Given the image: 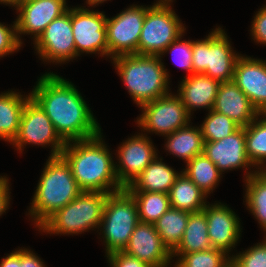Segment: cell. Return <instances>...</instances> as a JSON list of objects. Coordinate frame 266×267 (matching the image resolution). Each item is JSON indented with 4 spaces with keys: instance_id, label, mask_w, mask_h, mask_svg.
Returning a JSON list of instances; mask_svg holds the SVG:
<instances>
[{
    "instance_id": "1f68e13d",
    "label": "cell",
    "mask_w": 266,
    "mask_h": 267,
    "mask_svg": "<svg viewBox=\"0 0 266 267\" xmlns=\"http://www.w3.org/2000/svg\"><path fill=\"white\" fill-rule=\"evenodd\" d=\"M240 126L226 115L210 110L200 126L204 142L222 140L234 133Z\"/></svg>"
},
{
    "instance_id": "b9f144b4",
    "label": "cell",
    "mask_w": 266,
    "mask_h": 267,
    "mask_svg": "<svg viewBox=\"0 0 266 267\" xmlns=\"http://www.w3.org/2000/svg\"><path fill=\"white\" fill-rule=\"evenodd\" d=\"M22 1L23 0H0V3L14 6L16 8Z\"/></svg>"
},
{
    "instance_id": "836d02e7",
    "label": "cell",
    "mask_w": 266,
    "mask_h": 267,
    "mask_svg": "<svg viewBox=\"0 0 266 267\" xmlns=\"http://www.w3.org/2000/svg\"><path fill=\"white\" fill-rule=\"evenodd\" d=\"M232 259L237 267H266V237L263 242L232 256Z\"/></svg>"
},
{
    "instance_id": "4dcf8cb0",
    "label": "cell",
    "mask_w": 266,
    "mask_h": 267,
    "mask_svg": "<svg viewBox=\"0 0 266 267\" xmlns=\"http://www.w3.org/2000/svg\"><path fill=\"white\" fill-rule=\"evenodd\" d=\"M258 118L245 127V145L248 159L261 171L266 162V118Z\"/></svg>"
},
{
    "instance_id": "52a82bcc",
    "label": "cell",
    "mask_w": 266,
    "mask_h": 267,
    "mask_svg": "<svg viewBox=\"0 0 266 267\" xmlns=\"http://www.w3.org/2000/svg\"><path fill=\"white\" fill-rule=\"evenodd\" d=\"M239 56L231 48L223 29L217 27L205 39L193 41V74L203 73L220 82L233 81L234 68Z\"/></svg>"
},
{
    "instance_id": "6da1fadb",
    "label": "cell",
    "mask_w": 266,
    "mask_h": 267,
    "mask_svg": "<svg viewBox=\"0 0 266 267\" xmlns=\"http://www.w3.org/2000/svg\"><path fill=\"white\" fill-rule=\"evenodd\" d=\"M30 96L47 114L55 131L65 142L86 140L101 133V128L74 84L45 73Z\"/></svg>"
},
{
    "instance_id": "ba28073f",
    "label": "cell",
    "mask_w": 266,
    "mask_h": 267,
    "mask_svg": "<svg viewBox=\"0 0 266 267\" xmlns=\"http://www.w3.org/2000/svg\"><path fill=\"white\" fill-rule=\"evenodd\" d=\"M170 3L158 1L147 9L138 43V55L163 56L164 50L185 32L186 28Z\"/></svg>"
},
{
    "instance_id": "9a60e30c",
    "label": "cell",
    "mask_w": 266,
    "mask_h": 267,
    "mask_svg": "<svg viewBox=\"0 0 266 267\" xmlns=\"http://www.w3.org/2000/svg\"><path fill=\"white\" fill-rule=\"evenodd\" d=\"M153 143L142 133L128 138L118 148L119 165H115L117 179L126 188L155 159L157 152Z\"/></svg>"
},
{
    "instance_id": "277c9868",
    "label": "cell",
    "mask_w": 266,
    "mask_h": 267,
    "mask_svg": "<svg viewBox=\"0 0 266 267\" xmlns=\"http://www.w3.org/2000/svg\"><path fill=\"white\" fill-rule=\"evenodd\" d=\"M161 57L132 54L112 59L130 96L139 107L169 94V74Z\"/></svg>"
},
{
    "instance_id": "4316f807",
    "label": "cell",
    "mask_w": 266,
    "mask_h": 267,
    "mask_svg": "<svg viewBox=\"0 0 266 267\" xmlns=\"http://www.w3.org/2000/svg\"><path fill=\"white\" fill-rule=\"evenodd\" d=\"M190 212L170 207L155 223L163 244L172 253L181 242Z\"/></svg>"
},
{
    "instance_id": "7402d4cb",
    "label": "cell",
    "mask_w": 266,
    "mask_h": 267,
    "mask_svg": "<svg viewBox=\"0 0 266 267\" xmlns=\"http://www.w3.org/2000/svg\"><path fill=\"white\" fill-rule=\"evenodd\" d=\"M181 173L169 167L162 158H155L126 189L129 192H159L169 193L170 188Z\"/></svg>"
},
{
    "instance_id": "2e32d148",
    "label": "cell",
    "mask_w": 266,
    "mask_h": 267,
    "mask_svg": "<svg viewBox=\"0 0 266 267\" xmlns=\"http://www.w3.org/2000/svg\"><path fill=\"white\" fill-rule=\"evenodd\" d=\"M152 267H167L172 253L163 244L154 224L139 222L123 250Z\"/></svg>"
},
{
    "instance_id": "484cf974",
    "label": "cell",
    "mask_w": 266,
    "mask_h": 267,
    "mask_svg": "<svg viewBox=\"0 0 266 267\" xmlns=\"http://www.w3.org/2000/svg\"><path fill=\"white\" fill-rule=\"evenodd\" d=\"M189 125L165 136L167 137L166 150L170 154L182 158L186 163L195 156L203 154L204 148L201 128Z\"/></svg>"
},
{
    "instance_id": "603a6c76",
    "label": "cell",
    "mask_w": 266,
    "mask_h": 267,
    "mask_svg": "<svg viewBox=\"0 0 266 267\" xmlns=\"http://www.w3.org/2000/svg\"><path fill=\"white\" fill-rule=\"evenodd\" d=\"M30 97L29 94L24 98L14 91L0 94V139L12 143L16 138L25 103Z\"/></svg>"
},
{
    "instance_id": "7c38bea8",
    "label": "cell",
    "mask_w": 266,
    "mask_h": 267,
    "mask_svg": "<svg viewBox=\"0 0 266 267\" xmlns=\"http://www.w3.org/2000/svg\"><path fill=\"white\" fill-rule=\"evenodd\" d=\"M106 16L103 12L84 7L71 8L72 33L76 47V57L80 53H98L108 56Z\"/></svg>"
},
{
    "instance_id": "f546056e",
    "label": "cell",
    "mask_w": 266,
    "mask_h": 267,
    "mask_svg": "<svg viewBox=\"0 0 266 267\" xmlns=\"http://www.w3.org/2000/svg\"><path fill=\"white\" fill-rule=\"evenodd\" d=\"M136 201L141 223L154 224L171 206L169 195L159 192H130Z\"/></svg>"
},
{
    "instance_id": "d590c367",
    "label": "cell",
    "mask_w": 266,
    "mask_h": 267,
    "mask_svg": "<svg viewBox=\"0 0 266 267\" xmlns=\"http://www.w3.org/2000/svg\"><path fill=\"white\" fill-rule=\"evenodd\" d=\"M13 23L11 28L0 23V57L16 52L21 47L17 36L16 22Z\"/></svg>"
},
{
    "instance_id": "7bdbcfd3",
    "label": "cell",
    "mask_w": 266,
    "mask_h": 267,
    "mask_svg": "<svg viewBox=\"0 0 266 267\" xmlns=\"http://www.w3.org/2000/svg\"><path fill=\"white\" fill-rule=\"evenodd\" d=\"M221 267H237V264L235 261L231 258H229Z\"/></svg>"
},
{
    "instance_id": "ffe728a7",
    "label": "cell",
    "mask_w": 266,
    "mask_h": 267,
    "mask_svg": "<svg viewBox=\"0 0 266 267\" xmlns=\"http://www.w3.org/2000/svg\"><path fill=\"white\" fill-rule=\"evenodd\" d=\"M212 110L226 115L240 127L248 126L259 116L258 110L233 81L221 82Z\"/></svg>"
},
{
    "instance_id": "7a4b0ae2",
    "label": "cell",
    "mask_w": 266,
    "mask_h": 267,
    "mask_svg": "<svg viewBox=\"0 0 266 267\" xmlns=\"http://www.w3.org/2000/svg\"><path fill=\"white\" fill-rule=\"evenodd\" d=\"M60 155L70 166L81 191L113 193L123 189L101 133L90 139L67 142Z\"/></svg>"
},
{
    "instance_id": "d6a6232c",
    "label": "cell",
    "mask_w": 266,
    "mask_h": 267,
    "mask_svg": "<svg viewBox=\"0 0 266 267\" xmlns=\"http://www.w3.org/2000/svg\"><path fill=\"white\" fill-rule=\"evenodd\" d=\"M229 258L223 251L211 248L207 251L182 254L175 267H221Z\"/></svg>"
},
{
    "instance_id": "83f0119b",
    "label": "cell",
    "mask_w": 266,
    "mask_h": 267,
    "mask_svg": "<svg viewBox=\"0 0 266 267\" xmlns=\"http://www.w3.org/2000/svg\"><path fill=\"white\" fill-rule=\"evenodd\" d=\"M245 202L248 210L254 215L266 231V174L260 170L246 172Z\"/></svg>"
},
{
    "instance_id": "d6986e66",
    "label": "cell",
    "mask_w": 266,
    "mask_h": 267,
    "mask_svg": "<svg viewBox=\"0 0 266 267\" xmlns=\"http://www.w3.org/2000/svg\"><path fill=\"white\" fill-rule=\"evenodd\" d=\"M233 82L258 112L266 105V61L240 55L235 64Z\"/></svg>"
},
{
    "instance_id": "e0dca14e",
    "label": "cell",
    "mask_w": 266,
    "mask_h": 267,
    "mask_svg": "<svg viewBox=\"0 0 266 267\" xmlns=\"http://www.w3.org/2000/svg\"><path fill=\"white\" fill-rule=\"evenodd\" d=\"M205 211L208 224V237L212 244V248L221 250L225 254L235 248L240 238V221L235 212L229 207L221 203L206 205Z\"/></svg>"
},
{
    "instance_id": "8992f818",
    "label": "cell",
    "mask_w": 266,
    "mask_h": 267,
    "mask_svg": "<svg viewBox=\"0 0 266 267\" xmlns=\"http://www.w3.org/2000/svg\"><path fill=\"white\" fill-rule=\"evenodd\" d=\"M139 222L136 201L126 188L108 193L100 225L106 255L123 251Z\"/></svg>"
},
{
    "instance_id": "5bb4252c",
    "label": "cell",
    "mask_w": 266,
    "mask_h": 267,
    "mask_svg": "<svg viewBox=\"0 0 266 267\" xmlns=\"http://www.w3.org/2000/svg\"><path fill=\"white\" fill-rule=\"evenodd\" d=\"M16 19L19 42L21 34H31L35 41L46 27L69 9L66 0H23L17 7ZM20 34V35H19Z\"/></svg>"
},
{
    "instance_id": "30bf717a",
    "label": "cell",
    "mask_w": 266,
    "mask_h": 267,
    "mask_svg": "<svg viewBox=\"0 0 266 267\" xmlns=\"http://www.w3.org/2000/svg\"><path fill=\"white\" fill-rule=\"evenodd\" d=\"M149 7L131 5L106 20L108 57L138 54V43Z\"/></svg>"
},
{
    "instance_id": "60d3db41",
    "label": "cell",
    "mask_w": 266,
    "mask_h": 267,
    "mask_svg": "<svg viewBox=\"0 0 266 267\" xmlns=\"http://www.w3.org/2000/svg\"><path fill=\"white\" fill-rule=\"evenodd\" d=\"M0 267H20V249L3 258L0 262Z\"/></svg>"
},
{
    "instance_id": "cb8c5ba5",
    "label": "cell",
    "mask_w": 266,
    "mask_h": 267,
    "mask_svg": "<svg viewBox=\"0 0 266 267\" xmlns=\"http://www.w3.org/2000/svg\"><path fill=\"white\" fill-rule=\"evenodd\" d=\"M170 206L186 212H198L206 205L207 195L186 174H181L175 180L168 193Z\"/></svg>"
},
{
    "instance_id": "f6af8a7d",
    "label": "cell",
    "mask_w": 266,
    "mask_h": 267,
    "mask_svg": "<svg viewBox=\"0 0 266 267\" xmlns=\"http://www.w3.org/2000/svg\"><path fill=\"white\" fill-rule=\"evenodd\" d=\"M266 118V105L259 111V117Z\"/></svg>"
},
{
    "instance_id": "5b68a950",
    "label": "cell",
    "mask_w": 266,
    "mask_h": 267,
    "mask_svg": "<svg viewBox=\"0 0 266 267\" xmlns=\"http://www.w3.org/2000/svg\"><path fill=\"white\" fill-rule=\"evenodd\" d=\"M104 192L82 191L74 200L56 211L38 229L49 234H79L100 228L104 205Z\"/></svg>"
},
{
    "instance_id": "44dd1931",
    "label": "cell",
    "mask_w": 266,
    "mask_h": 267,
    "mask_svg": "<svg viewBox=\"0 0 266 267\" xmlns=\"http://www.w3.org/2000/svg\"><path fill=\"white\" fill-rule=\"evenodd\" d=\"M221 82L200 73L184 77L181 81L178 97L186 107L187 112L196 108L213 109L216 95Z\"/></svg>"
},
{
    "instance_id": "bcb514c9",
    "label": "cell",
    "mask_w": 266,
    "mask_h": 267,
    "mask_svg": "<svg viewBox=\"0 0 266 267\" xmlns=\"http://www.w3.org/2000/svg\"><path fill=\"white\" fill-rule=\"evenodd\" d=\"M159 2H173L172 0H159Z\"/></svg>"
},
{
    "instance_id": "8d00e7d4",
    "label": "cell",
    "mask_w": 266,
    "mask_h": 267,
    "mask_svg": "<svg viewBox=\"0 0 266 267\" xmlns=\"http://www.w3.org/2000/svg\"><path fill=\"white\" fill-rule=\"evenodd\" d=\"M106 257L111 267H152L124 251H115L109 253Z\"/></svg>"
},
{
    "instance_id": "8fae6325",
    "label": "cell",
    "mask_w": 266,
    "mask_h": 267,
    "mask_svg": "<svg viewBox=\"0 0 266 267\" xmlns=\"http://www.w3.org/2000/svg\"><path fill=\"white\" fill-rule=\"evenodd\" d=\"M142 115L137 119L144 132L169 135L190 124L191 115L177 95L171 93L140 106Z\"/></svg>"
},
{
    "instance_id": "ee69618b",
    "label": "cell",
    "mask_w": 266,
    "mask_h": 267,
    "mask_svg": "<svg viewBox=\"0 0 266 267\" xmlns=\"http://www.w3.org/2000/svg\"><path fill=\"white\" fill-rule=\"evenodd\" d=\"M104 1H107V0H87L86 3L89 5V6H96V5H99L101 4L102 2Z\"/></svg>"
},
{
    "instance_id": "e575fe53",
    "label": "cell",
    "mask_w": 266,
    "mask_h": 267,
    "mask_svg": "<svg viewBox=\"0 0 266 267\" xmlns=\"http://www.w3.org/2000/svg\"><path fill=\"white\" fill-rule=\"evenodd\" d=\"M182 37L179 36L174 42H172L165 50L164 54L167 51H170L173 56L177 58L175 61L180 67L188 71V76L193 74V65H192V43L193 41H182Z\"/></svg>"
},
{
    "instance_id": "4fadbf2b",
    "label": "cell",
    "mask_w": 266,
    "mask_h": 267,
    "mask_svg": "<svg viewBox=\"0 0 266 267\" xmlns=\"http://www.w3.org/2000/svg\"><path fill=\"white\" fill-rule=\"evenodd\" d=\"M38 55L44 61L64 63L76 57L72 33L71 8L54 19L34 41Z\"/></svg>"
},
{
    "instance_id": "ab89813d",
    "label": "cell",
    "mask_w": 266,
    "mask_h": 267,
    "mask_svg": "<svg viewBox=\"0 0 266 267\" xmlns=\"http://www.w3.org/2000/svg\"><path fill=\"white\" fill-rule=\"evenodd\" d=\"M8 178L0 176V216L7 210L9 205L10 192Z\"/></svg>"
},
{
    "instance_id": "ac0fdd59",
    "label": "cell",
    "mask_w": 266,
    "mask_h": 267,
    "mask_svg": "<svg viewBox=\"0 0 266 267\" xmlns=\"http://www.w3.org/2000/svg\"><path fill=\"white\" fill-rule=\"evenodd\" d=\"M203 155L222 173L225 170L253 166L246 154L245 127H239L228 137L215 142H204Z\"/></svg>"
},
{
    "instance_id": "f1b7e54d",
    "label": "cell",
    "mask_w": 266,
    "mask_h": 267,
    "mask_svg": "<svg viewBox=\"0 0 266 267\" xmlns=\"http://www.w3.org/2000/svg\"><path fill=\"white\" fill-rule=\"evenodd\" d=\"M186 165V168L182 172L206 195L215 190L222 173L205 155L200 154L195 156Z\"/></svg>"
},
{
    "instance_id": "7dc6e473",
    "label": "cell",
    "mask_w": 266,
    "mask_h": 267,
    "mask_svg": "<svg viewBox=\"0 0 266 267\" xmlns=\"http://www.w3.org/2000/svg\"><path fill=\"white\" fill-rule=\"evenodd\" d=\"M264 174H266V168H263V170H261Z\"/></svg>"
},
{
    "instance_id": "74e56055",
    "label": "cell",
    "mask_w": 266,
    "mask_h": 267,
    "mask_svg": "<svg viewBox=\"0 0 266 267\" xmlns=\"http://www.w3.org/2000/svg\"><path fill=\"white\" fill-rule=\"evenodd\" d=\"M251 35L257 43L266 45V6L260 8L251 25Z\"/></svg>"
},
{
    "instance_id": "f35d334b",
    "label": "cell",
    "mask_w": 266,
    "mask_h": 267,
    "mask_svg": "<svg viewBox=\"0 0 266 267\" xmlns=\"http://www.w3.org/2000/svg\"><path fill=\"white\" fill-rule=\"evenodd\" d=\"M44 262L29 249H20V267H45Z\"/></svg>"
},
{
    "instance_id": "d4e9b609",
    "label": "cell",
    "mask_w": 266,
    "mask_h": 267,
    "mask_svg": "<svg viewBox=\"0 0 266 267\" xmlns=\"http://www.w3.org/2000/svg\"><path fill=\"white\" fill-rule=\"evenodd\" d=\"M207 229L208 224L204 210L190 213L183 238L172 252V257L211 249L212 244Z\"/></svg>"
},
{
    "instance_id": "3957f363",
    "label": "cell",
    "mask_w": 266,
    "mask_h": 267,
    "mask_svg": "<svg viewBox=\"0 0 266 267\" xmlns=\"http://www.w3.org/2000/svg\"><path fill=\"white\" fill-rule=\"evenodd\" d=\"M36 188L28 215L38 228L82 192L61 155L49 156Z\"/></svg>"
},
{
    "instance_id": "9c48e42d",
    "label": "cell",
    "mask_w": 266,
    "mask_h": 267,
    "mask_svg": "<svg viewBox=\"0 0 266 267\" xmlns=\"http://www.w3.org/2000/svg\"><path fill=\"white\" fill-rule=\"evenodd\" d=\"M11 144L15 145L20 151L26 144H37L42 147L51 144L50 156H59L66 143L55 131L47 114L30 97L25 103L18 134Z\"/></svg>"
}]
</instances>
